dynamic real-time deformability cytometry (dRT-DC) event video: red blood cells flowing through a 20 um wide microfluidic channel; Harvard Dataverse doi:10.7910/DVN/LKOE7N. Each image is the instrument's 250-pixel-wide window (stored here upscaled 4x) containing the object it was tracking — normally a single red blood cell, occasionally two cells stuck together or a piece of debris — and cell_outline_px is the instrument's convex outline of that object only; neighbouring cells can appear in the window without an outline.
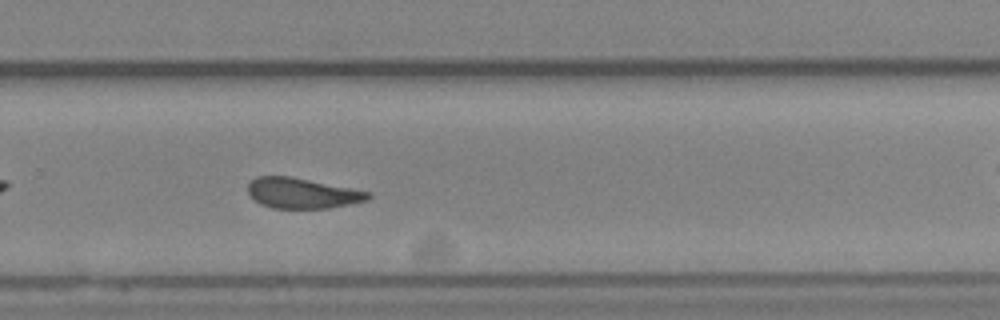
{"species": "Egyptian fruit bat (a non-hibernating species)", "species_latin": "Rousettus aegyptiacus", "temperature_condition": "cold", "stored_images_in_passage": 42, "camera_frame_rate_fps": 3000, "um_per_image_px": 0.085, "animal": {"sex": "female"}, "frame": {"image": 1, "passage_image": 24, "time_ms": 7.667, "image_size_px": [1000, 320], "cell_outline_px": [[372, 196], [368, 200], [352, 204], [328, 208], [272, 208], [260, 204], [248, 192], [248, 184], [256, 176], [292, 176], [372, 192]], "centroid_in_image_um": [25.73, 16.41], "position_along_channel_um": 304.1, "area_um2": 21.44}, "authors_computed_cell_mechanics": {"area_um2": 22.2241, "velocity_mm_per_s": 3.8851, "shape_relaxation_time_tau1_ms": 9.7248, "shape_relaxation_time_tau2_ms": 1.2582, "deformation_change_tau1": 0.2043, "deformation_change_tau2": 0.063}}